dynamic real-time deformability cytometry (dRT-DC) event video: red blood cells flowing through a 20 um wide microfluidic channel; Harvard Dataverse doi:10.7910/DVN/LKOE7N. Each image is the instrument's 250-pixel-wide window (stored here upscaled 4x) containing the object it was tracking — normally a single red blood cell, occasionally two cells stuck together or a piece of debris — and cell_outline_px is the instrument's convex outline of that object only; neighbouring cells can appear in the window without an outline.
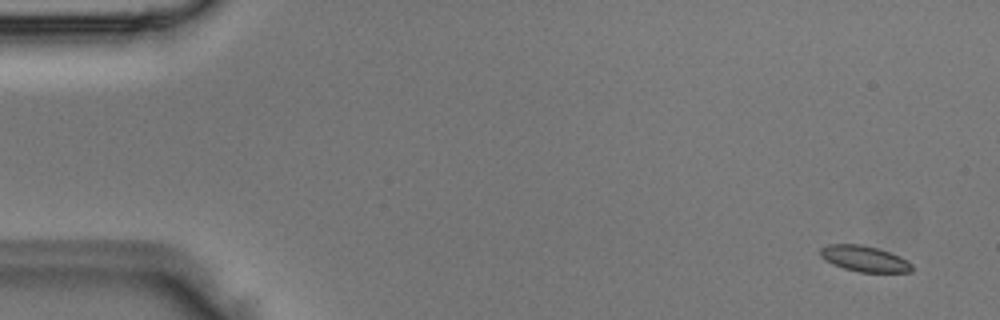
{"species": "Egyptian fruit bat (a non-hibernating species)", "species_latin": "Rousettus aegyptiacus", "temperature_condition": "room temperature", "stored_images_in_passage": 6, "camera_frame_rate_fps": 3000, "um_per_image_px": 0.085, "animal": {"sex": "male"}, "frame": {"image": 1, "passage_image": 1, "time_ms": 0.0, "image_size_px": [1000, 320], "cell_outline_px": [[912, 272], [860, 272], [844, 268], [824, 260], [820, 256], [820, 248], [828, 244], [860, 244], [876, 248], [900, 256], [912, 264]], "centroid_in_image_um": [73.46, 21.99], "position_along_channel_um": 11.5, "area_um2": 13.7}}
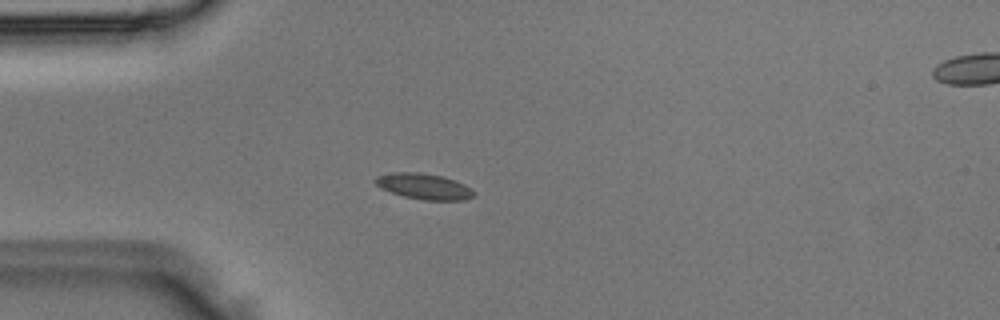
{"frame": {"image": 2, "passage_image": 4, "time_ms": 1.0, "image_size_px": [1000, 320], "cell_outline_px": [[476, 196], [464, 200], [424, 200], [404, 196], [380, 188], [376, 184], [376, 176], [392, 172], [420, 172], [444, 176], [456, 180], [464, 184], [476, 192]], "centroid_in_image_um": [36.09, 15.83], "position_along_channel_um": 48.9, "area_um2": 14.91}}
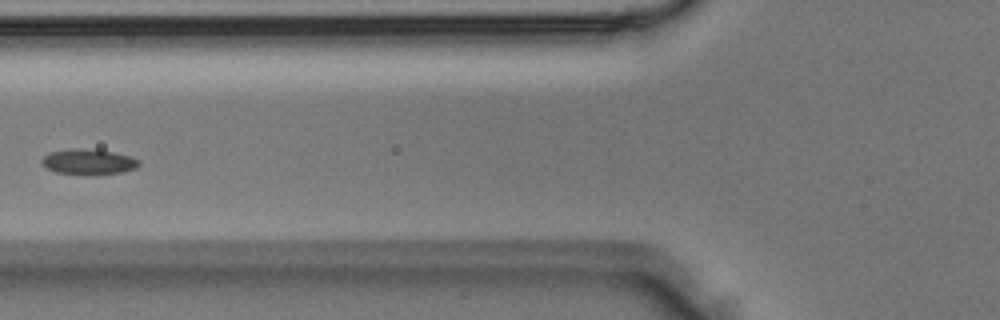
{"frame": {"image": 3, "passage_image": 6, "time_ms": 1.667, "image_size_px": [1000, 320], "cell_outline_px": [[140, 164], [136, 168], [120, 172], [96, 176], [88, 176], [56, 172], [40, 164], [40, 160], [44, 156], [52, 152], [76, 148], [80, 148], [112, 152], [128, 156], [140, 160]], "centroid_in_image_um": [7.51, 13.79], "position_along_channel_um": 118.3, "area_um2": 14.51}}